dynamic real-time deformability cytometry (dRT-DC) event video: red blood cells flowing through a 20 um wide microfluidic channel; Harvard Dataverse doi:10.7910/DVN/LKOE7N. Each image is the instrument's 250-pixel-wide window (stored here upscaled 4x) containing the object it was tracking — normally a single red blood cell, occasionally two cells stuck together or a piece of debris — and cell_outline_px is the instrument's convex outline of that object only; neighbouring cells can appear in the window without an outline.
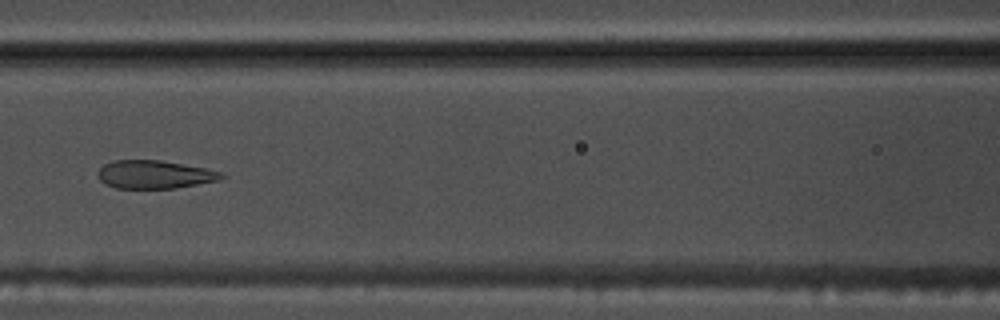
{"species": "common noctule bat (a hibernating species)", "species_latin": "Nyctalus noctula", "temperature_condition": "warm", "stored_images_in_passage": 53, "camera_frame_rate_fps": 3000, "um_per_image_px": 0.085, "animal": {"sex": "male", "body_mass_g": 17.5, "forearm_length_mm": 52.3}, "frame": {"image": 1, "passage_image": 24, "time_ms": 7.667, "image_size_px": [1000, 320], "cell_outline_px": [[224, 176], [216, 180], [172, 188], [116, 188], [100, 180], [100, 168], [104, 164], [116, 160], [156, 160], [204, 168], [216, 172]], "centroid_in_image_um": [13.06, 14.83], "position_along_channel_um": 153.5, "area_um2": 19.36}}
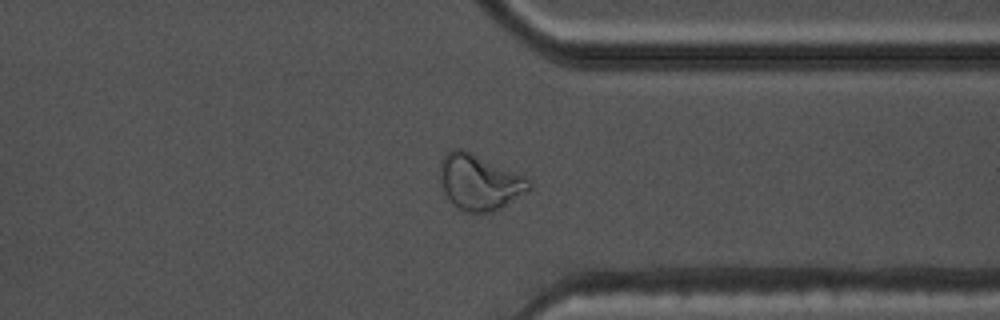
{"frame": {"image": 2, "passage_image": 41, "time_ms": 13.333, "image_size_px": [1000, 320], "cell_outline_px": [[528, 188], [496, 208], [484, 212], [472, 212], [460, 208], [448, 196], [444, 188], [444, 160], [452, 152], [468, 152], [516, 176]], "centroid_in_image_um": [40.66, 15.55], "position_along_channel_um": 370.7, "area_um2": 24.39}}
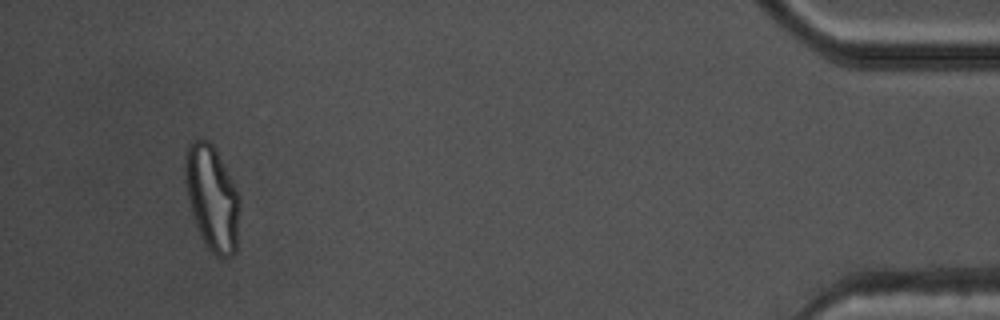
{"frame": {"image": 3, "passage_image": 50, "time_ms": 16.333, "image_size_px": [1000, 320], "cell_outline_px": [[236, 248], [232, 252], [216, 252], [208, 244], [196, 220], [188, 192], [188, 148], [196, 140], [204, 140], [216, 152], [236, 192]], "centroid_in_image_um": [18.03, 16.77], "position_along_channel_um": 417.2, "area_um2": 28.78}, "authors_computed_cell_mechanics": {"area_um2": 20.7502, "velocity_mm_per_s": 3.8637, "shape_relaxation_time_tau1_ms": null, "shape_relaxation_time_tau2_ms": 0.9753, "deformation_change_tau1": null, "deformation_change_tau2": 0.0773}}